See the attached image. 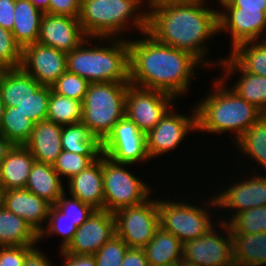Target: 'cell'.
Listing matches in <instances>:
<instances>
[{"label": "cell", "instance_id": "cell-40", "mask_svg": "<svg viewBox=\"0 0 266 266\" xmlns=\"http://www.w3.org/2000/svg\"><path fill=\"white\" fill-rule=\"evenodd\" d=\"M22 51L12 31L0 26V69L21 68Z\"/></svg>", "mask_w": 266, "mask_h": 266}, {"label": "cell", "instance_id": "cell-29", "mask_svg": "<svg viewBox=\"0 0 266 266\" xmlns=\"http://www.w3.org/2000/svg\"><path fill=\"white\" fill-rule=\"evenodd\" d=\"M231 235L235 266H266V232Z\"/></svg>", "mask_w": 266, "mask_h": 266}, {"label": "cell", "instance_id": "cell-9", "mask_svg": "<svg viewBox=\"0 0 266 266\" xmlns=\"http://www.w3.org/2000/svg\"><path fill=\"white\" fill-rule=\"evenodd\" d=\"M113 214L116 234L129 248H144L160 226L157 198H148L141 204L121 208Z\"/></svg>", "mask_w": 266, "mask_h": 266}, {"label": "cell", "instance_id": "cell-39", "mask_svg": "<svg viewBox=\"0 0 266 266\" xmlns=\"http://www.w3.org/2000/svg\"><path fill=\"white\" fill-rule=\"evenodd\" d=\"M90 82L66 70L51 86L59 95L83 102Z\"/></svg>", "mask_w": 266, "mask_h": 266}, {"label": "cell", "instance_id": "cell-35", "mask_svg": "<svg viewBox=\"0 0 266 266\" xmlns=\"http://www.w3.org/2000/svg\"><path fill=\"white\" fill-rule=\"evenodd\" d=\"M75 222L65 218V215L60 212L55 206H51L49 216L45 228L39 233V244L42 239H47L50 236L60 235L62 237L59 250H64L72 241L75 232L77 231Z\"/></svg>", "mask_w": 266, "mask_h": 266}, {"label": "cell", "instance_id": "cell-1", "mask_svg": "<svg viewBox=\"0 0 266 266\" xmlns=\"http://www.w3.org/2000/svg\"><path fill=\"white\" fill-rule=\"evenodd\" d=\"M141 36L128 39L130 83L175 99L182 97L189 91L192 78H197L195 68L202 63L186 51L156 41L147 32Z\"/></svg>", "mask_w": 266, "mask_h": 266}, {"label": "cell", "instance_id": "cell-14", "mask_svg": "<svg viewBox=\"0 0 266 266\" xmlns=\"http://www.w3.org/2000/svg\"><path fill=\"white\" fill-rule=\"evenodd\" d=\"M254 171V175L252 173L250 175L245 174L246 179H243V177L237 179L236 177L237 181H231L233 184H229L230 181H227L226 184L231 186H227V188L222 186L221 193L218 192V195H214L219 210L222 209L223 211L224 208L226 213L227 211L229 213L233 212L230 215L231 217H225L224 220H221L222 217H220L221 222L228 223L236 214L255 207L266 206V174L264 175V172H262L263 174L260 175V172H256L255 168Z\"/></svg>", "mask_w": 266, "mask_h": 266}, {"label": "cell", "instance_id": "cell-3", "mask_svg": "<svg viewBox=\"0 0 266 266\" xmlns=\"http://www.w3.org/2000/svg\"><path fill=\"white\" fill-rule=\"evenodd\" d=\"M213 80V90L195 104L197 131L218 136L231 131L236 142L264 113L228 88L220 77Z\"/></svg>", "mask_w": 266, "mask_h": 266}, {"label": "cell", "instance_id": "cell-12", "mask_svg": "<svg viewBox=\"0 0 266 266\" xmlns=\"http://www.w3.org/2000/svg\"><path fill=\"white\" fill-rule=\"evenodd\" d=\"M172 106L156 126L146 134L147 152L150 159L171 152L185 140L186 135L197 131V113L195 105L192 113L179 114ZM191 115V116H190Z\"/></svg>", "mask_w": 266, "mask_h": 266}, {"label": "cell", "instance_id": "cell-22", "mask_svg": "<svg viewBox=\"0 0 266 266\" xmlns=\"http://www.w3.org/2000/svg\"><path fill=\"white\" fill-rule=\"evenodd\" d=\"M66 182H68L66 184L68 195L89 204L96 210H104L102 155Z\"/></svg>", "mask_w": 266, "mask_h": 266}, {"label": "cell", "instance_id": "cell-5", "mask_svg": "<svg viewBox=\"0 0 266 266\" xmlns=\"http://www.w3.org/2000/svg\"><path fill=\"white\" fill-rule=\"evenodd\" d=\"M142 7L143 0H81L80 25L90 38H124L131 26L141 34L148 18Z\"/></svg>", "mask_w": 266, "mask_h": 266}, {"label": "cell", "instance_id": "cell-31", "mask_svg": "<svg viewBox=\"0 0 266 266\" xmlns=\"http://www.w3.org/2000/svg\"><path fill=\"white\" fill-rule=\"evenodd\" d=\"M62 150L80 155H102L101 142L82 122L62 126Z\"/></svg>", "mask_w": 266, "mask_h": 266}, {"label": "cell", "instance_id": "cell-7", "mask_svg": "<svg viewBox=\"0 0 266 266\" xmlns=\"http://www.w3.org/2000/svg\"><path fill=\"white\" fill-rule=\"evenodd\" d=\"M157 200L160 226L172 233L183 244L186 241L204 236L216 225L217 216H215L214 222V218H212L214 217V212L209 211L217 207L214 195L212 196V194L209 199L207 198L204 206H197L194 205V203L191 204V201L188 202L185 200L168 201L167 199L164 200L159 198ZM207 206L210 209H208Z\"/></svg>", "mask_w": 266, "mask_h": 266}, {"label": "cell", "instance_id": "cell-28", "mask_svg": "<svg viewBox=\"0 0 266 266\" xmlns=\"http://www.w3.org/2000/svg\"><path fill=\"white\" fill-rule=\"evenodd\" d=\"M39 235L23 219L0 206V247L37 245Z\"/></svg>", "mask_w": 266, "mask_h": 266}, {"label": "cell", "instance_id": "cell-4", "mask_svg": "<svg viewBox=\"0 0 266 266\" xmlns=\"http://www.w3.org/2000/svg\"><path fill=\"white\" fill-rule=\"evenodd\" d=\"M93 39L98 45L90 43ZM66 56L67 70L90 83L130 82L128 39L87 37L78 47L67 52Z\"/></svg>", "mask_w": 266, "mask_h": 266}, {"label": "cell", "instance_id": "cell-23", "mask_svg": "<svg viewBox=\"0 0 266 266\" xmlns=\"http://www.w3.org/2000/svg\"><path fill=\"white\" fill-rule=\"evenodd\" d=\"M62 126L49 120L34 124L32 134L24 145L37 162L53 166L62 152Z\"/></svg>", "mask_w": 266, "mask_h": 266}, {"label": "cell", "instance_id": "cell-15", "mask_svg": "<svg viewBox=\"0 0 266 266\" xmlns=\"http://www.w3.org/2000/svg\"><path fill=\"white\" fill-rule=\"evenodd\" d=\"M221 9H218V33L231 36L230 50L242 42L266 40V10Z\"/></svg>", "mask_w": 266, "mask_h": 266}, {"label": "cell", "instance_id": "cell-36", "mask_svg": "<svg viewBox=\"0 0 266 266\" xmlns=\"http://www.w3.org/2000/svg\"><path fill=\"white\" fill-rule=\"evenodd\" d=\"M231 234L266 232V206H259L236 214L229 222Z\"/></svg>", "mask_w": 266, "mask_h": 266}, {"label": "cell", "instance_id": "cell-17", "mask_svg": "<svg viewBox=\"0 0 266 266\" xmlns=\"http://www.w3.org/2000/svg\"><path fill=\"white\" fill-rule=\"evenodd\" d=\"M116 235L115 218L107 210H95L78 228L64 253L94 255Z\"/></svg>", "mask_w": 266, "mask_h": 266}, {"label": "cell", "instance_id": "cell-47", "mask_svg": "<svg viewBox=\"0 0 266 266\" xmlns=\"http://www.w3.org/2000/svg\"><path fill=\"white\" fill-rule=\"evenodd\" d=\"M121 266H149L143 248H128Z\"/></svg>", "mask_w": 266, "mask_h": 266}, {"label": "cell", "instance_id": "cell-52", "mask_svg": "<svg viewBox=\"0 0 266 266\" xmlns=\"http://www.w3.org/2000/svg\"><path fill=\"white\" fill-rule=\"evenodd\" d=\"M4 110H5V104L3 103V100L0 96V127H1V122H2V118H3Z\"/></svg>", "mask_w": 266, "mask_h": 266}, {"label": "cell", "instance_id": "cell-56", "mask_svg": "<svg viewBox=\"0 0 266 266\" xmlns=\"http://www.w3.org/2000/svg\"><path fill=\"white\" fill-rule=\"evenodd\" d=\"M5 146V144L3 143L1 137H0V153H1V150L2 148Z\"/></svg>", "mask_w": 266, "mask_h": 266}, {"label": "cell", "instance_id": "cell-55", "mask_svg": "<svg viewBox=\"0 0 266 266\" xmlns=\"http://www.w3.org/2000/svg\"><path fill=\"white\" fill-rule=\"evenodd\" d=\"M218 4H220L219 7H221L222 5H224L225 3H228L230 0H217Z\"/></svg>", "mask_w": 266, "mask_h": 266}, {"label": "cell", "instance_id": "cell-49", "mask_svg": "<svg viewBox=\"0 0 266 266\" xmlns=\"http://www.w3.org/2000/svg\"><path fill=\"white\" fill-rule=\"evenodd\" d=\"M221 7H242V10H266V0H230Z\"/></svg>", "mask_w": 266, "mask_h": 266}, {"label": "cell", "instance_id": "cell-6", "mask_svg": "<svg viewBox=\"0 0 266 266\" xmlns=\"http://www.w3.org/2000/svg\"><path fill=\"white\" fill-rule=\"evenodd\" d=\"M130 82L90 83L82 102V123L102 142L125 116Z\"/></svg>", "mask_w": 266, "mask_h": 266}, {"label": "cell", "instance_id": "cell-42", "mask_svg": "<svg viewBox=\"0 0 266 266\" xmlns=\"http://www.w3.org/2000/svg\"><path fill=\"white\" fill-rule=\"evenodd\" d=\"M54 206L65 215V218L75 222L77 227L83 224L96 210L77 198L72 196L68 198L66 192L59 198Z\"/></svg>", "mask_w": 266, "mask_h": 266}, {"label": "cell", "instance_id": "cell-30", "mask_svg": "<svg viewBox=\"0 0 266 266\" xmlns=\"http://www.w3.org/2000/svg\"><path fill=\"white\" fill-rule=\"evenodd\" d=\"M241 156H248L250 162H256L266 172V114L255 122L234 142Z\"/></svg>", "mask_w": 266, "mask_h": 266}, {"label": "cell", "instance_id": "cell-37", "mask_svg": "<svg viewBox=\"0 0 266 266\" xmlns=\"http://www.w3.org/2000/svg\"><path fill=\"white\" fill-rule=\"evenodd\" d=\"M100 156L101 155H80L62 150L53 168L62 179L69 180L71 177L79 174L90 166Z\"/></svg>", "mask_w": 266, "mask_h": 266}, {"label": "cell", "instance_id": "cell-48", "mask_svg": "<svg viewBox=\"0 0 266 266\" xmlns=\"http://www.w3.org/2000/svg\"><path fill=\"white\" fill-rule=\"evenodd\" d=\"M49 258L35 246L25 257L23 266H55Z\"/></svg>", "mask_w": 266, "mask_h": 266}, {"label": "cell", "instance_id": "cell-51", "mask_svg": "<svg viewBox=\"0 0 266 266\" xmlns=\"http://www.w3.org/2000/svg\"><path fill=\"white\" fill-rule=\"evenodd\" d=\"M36 8L49 14V0H30Z\"/></svg>", "mask_w": 266, "mask_h": 266}, {"label": "cell", "instance_id": "cell-44", "mask_svg": "<svg viewBox=\"0 0 266 266\" xmlns=\"http://www.w3.org/2000/svg\"><path fill=\"white\" fill-rule=\"evenodd\" d=\"M81 0H49V14L79 18Z\"/></svg>", "mask_w": 266, "mask_h": 266}, {"label": "cell", "instance_id": "cell-20", "mask_svg": "<svg viewBox=\"0 0 266 266\" xmlns=\"http://www.w3.org/2000/svg\"><path fill=\"white\" fill-rule=\"evenodd\" d=\"M218 64L223 74L218 75L225 83L237 73V81L230 88L248 103L255 105L266 114V78L243 70L230 56L222 57ZM239 72V74H238Z\"/></svg>", "mask_w": 266, "mask_h": 266}, {"label": "cell", "instance_id": "cell-27", "mask_svg": "<svg viewBox=\"0 0 266 266\" xmlns=\"http://www.w3.org/2000/svg\"><path fill=\"white\" fill-rule=\"evenodd\" d=\"M43 14L30 0H16L12 33L22 49L37 43Z\"/></svg>", "mask_w": 266, "mask_h": 266}, {"label": "cell", "instance_id": "cell-50", "mask_svg": "<svg viewBox=\"0 0 266 266\" xmlns=\"http://www.w3.org/2000/svg\"><path fill=\"white\" fill-rule=\"evenodd\" d=\"M200 1L204 0H143V5L144 9H146V12L148 14L151 10H154L156 8L165 7L169 5L198 3Z\"/></svg>", "mask_w": 266, "mask_h": 266}, {"label": "cell", "instance_id": "cell-11", "mask_svg": "<svg viewBox=\"0 0 266 266\" xmlns=\"http://www.w3.org/2000/svg\"><path fill=\"white\" fill-rule=\"evenodd\" d=\"M102 155L115 163L143 164L150 161L146 134L127 116H123L101 142Z\"/></svg>", "mask_w": 266, "mask_h": 266}, {"label": "cell", "instance_id": "cell-54", "mask_svg": "<svg viewBox=\"0 0 266 266\" xmlns=\"http://www.w3.org/2000/svg\"><path fill=\"white\" fill-rule=\"evenodd\" d=\"M177 266H199V265L191 264L182 260Z\"/></svg>", "mask_w": 266, "mask_h": 266}, {"label": "cell", "instance_id": "cell-46", "mask_svg": "<svg viewBox=\"0 0 266 266\" xmlns=\"http://www.w3.org/2000/svg\"><path fill=\"white\" fill-rule=\"evenodd\" d=\"M59 252L63 260L61 266H96V261L93 255L69 254L64 253L63 251Z\"/></svg>", "mask_w": 266, "mask_h": 266}, {"label": "cell", "instance_id": "cell-18", "mask_svg": "<svg viewBox=\"0 0 266 266\" xmlns=\"http://www.w3.org/2000/svg\"><path fill=\"white\" fill-rule=\"evenodd\" d=\"M86 38L79 18L44 13L37 43L67 53L78 47Z\"/></svg>", "mask_w": 266, "mask_h": 266}, {"label": "cell", "instance_id": "cell-45", "mask_svg": "<svg viewBox=\"0 0 266 266\" xmlns=\"http://www.w3.org/2000/svg\"><path fill=\"white\" fill-rule=\"evenodd\" d=\"M16 0H0V26L12 31Z\"/></svg>", "mask_w": 266, "mask_h": 266}, {"label": "cell", "instance_id": "cell-10", "mask_svg": "<svg viewBox=\"0 0 266 266\" xmlns=\"http://www.w3.org/2000/svg\"><path fill=\"white\" fill-rule=\"evenodd\" d=\"M218 222L204 236L183 244V261L199 266H235L230 226Z\"/></svg>", "mask_w": 266, "mask_h": 266}, {"label": "cell", "instance_id": "cell-53", "mask_svg": "<svg viewBox=\"0 0 266 266\" xmlns=\"http://www.w3.org/2000/svg\"><path fill=\"white\" fill-rule=\"evenodd\" d=\"M3 198H4V189H3V185L0 181V206L3 205Z\"/></svg>", "mask_w": 266, "mask_h": 266}, {"label": "cell", "instance_id": "cell-34", "mask_svg": "<svg viewBox=\"0 0 266 266\" xmlns=\"http://www.w3.org/2000/svg\"><path fill=\"white\" fill-rule=\"evenodd\" d=\"M46 120L61 126L80 123L82 121V102L56 94L52 90Z\"/></svg>", "mask_w": 266, "mask_h": 266}, {"label": "cell", "instance_id": "cell-26", "mask_svg": "<svg viewBox=\"0 0 266 266\" xmlns=\"http://www.w3.org/2000/svg\"><path fill=\"white\" fill-rule=\"evenodd\" d=\"M62 183L53 166L35 161L25 188L54 206L65 193Z\"/></svg>", "mask_w": 266, "mask_h": 266}, {"label": "cell", "instance_id": "cell-24", "mask_svg": "<svg viewBox=\"0 0 266 266\" xmlns=\"http://www.w3.org/2000/svg\"><path fill=\"white\" fill-rule=\"evenodd\" d=\"M143 250L149 266H177L183 260V243L161 226Z\"/></svg>", "mask_w": 266, "mask_h": 266}, {"label": "cell", "instance_id": "cell-19", "mask_svg": "<svg viewBox=\"0 0 266 266\" xmlns=\"http://www.w3.org/2000/svg\"><path fill=\"white\" fill-rule=\"evenodd\" d=\"M3 205L9 211L23 218L38 235L47 224L52 206L26 188L4 191Z\"/></svg>", "mask_w": 266, "mask_h": 266}, {"label": "cell", "instance_id": "cell-25", "mask_svg": "<svg viewBox=\"0 0 266 266\" xmlns=\"http://www.w3.org/2000/svg\"><path fill=\"white\" fill-rule=\"evenodd\" d=\"M41 86L22 68L0 69V96L5 107H16Z\"/></svg>", "mask_w": 266, "mask_h": 266}, {"label": "cell", "instance_id": "cell-33", "mask_svg": "<svg viewBox=\"0 0 266 266\" xmlns=\"http://www.w3.org/2000/svg\"><path fill=\"white\" fill-rule=\"evenodd\" d=\"M229 53L243 70L266 78V40L242 42Z\"/></svg>", "mask_w": 266, "mask_h": 266}, {"label": "cell", "instance_id": "cell-8", "mask_svg": "<svg viewBox=\"0 0 266 266\" xmlns=\"http://www.w3.org/2000/svg\"><path fill=\"white\" fill-rule=\"evenodd\" d=\"M126 166L131 164L115 163L102 155L104 210L108 212L141 204L153 196L149 183L133 175Z\"/></svg>", "mask_w": 266, "mask_h": 266}, {"label": "cell", "instance_id": "cell-16", "mask_svg": "<svg viewBox=\"0 0 266 266\" xmlns=\"http://www.w3.org/2000/svg\"><path fill=\"white\" fill-rule=\"evenodd\" d=\"M21 68L41 85L51 87L67 70V56L54 47L28 44L22 51Z\"/></svg>", "mask_w": 266, "mask_h": 266}, {"label": "cell", "instance_id": "cell-32", "mask_svg": "<svg viewBox=\"0 0 266 266\" xmlns=\"http://www.w3.org/2000/svg\"><path fill=\"white\" fill-rule=\"evenodd\" d=\"M34 122L16 107H5L0 137L5 145H25L31 137Z\"/></svg>", "mask_w": 266, "mask_h": 266}, {"label": "cell", "instance_id": "cell-2", "mask_svg": "<svg viewBox=\"0 0 266 266\" xmlns=\"http://www.w3.org/2000/svg\"><path fill=\"white\" fill-rule=\"evenodd\" d=\"M206 3L204 0L151 10L147 18V33L162 44L192 54L204 68L215 64L218 67L222 59L213 62L206 57L209 53L206 41L218 34V9L206 7Z\"/></svg>", "mask_w": 266, "mask_h": 266}, {"label": "cell", "instance_id": "cell-38", "mask_svg": "<svg viewBox=\"0 0 266 266\" xmlns=\"http://www.w3.org/2000/svg\"><path fill=\"white\" fill-rule=\"evenodd\" d=\"M52 88L41 85L32 95L18 103L17 110L37 123L46 120Z\"/></svg>", "mask_w": 266, "mask_h": 266}, {"label": "cell", "instance_id": "cell-41", "mask_svg": "<svg viewBox=\"0 0 266 266\" xmlns=\"http://www.w3.org/2000/svg\"><path fill=\"white\" fill-rule=\"evenodd\" d=\"M129 246L116 234L93 256L96 266H121Z\"/></svg>", "mask_w": 266, "mask_h": 266}, {"label": "cell", "instance_id": "cell-21", "mask_svg": "<svg viewBox=\"0 0 266 266\" xmlns=\"http://www.w3.org/2000/svg\"><path fill=\"white\" fill-rule=\"evenodd\" d=\"M35 161L24 145H5L0 153V181L4 191L25 188Z\"/></svg>", "mask_w": 266, "mask_h": 266}, {"label": "cell", "instance_id": "cell-13", "mask_svg": "<svg viewBox=\"0 0 266 266\" xmlns=\"http://www.w3.org/2000/svg\"><path fill=\"white\" fill-rule=\"evenodd\" d=\"M175 102L177 103V99L167 93L129 83L125 116L134 122L140 131L147 134Z\"/></svg>", "mask_w": 266, "mask_h": 266}, {"label": "cell", "instance_id": "cell-43", "mask_svg": "<svg viewBox=\"0 0 266 266\" xmlns=\"http://www.w3.org/2000/svg\"><path fill=\"white\" fill-rule=\"evenodd\" d=\"M37 245L0 247L1 266H23L26 255Z\"/></svg>", "mask_w": 266, "mask_h": 266}]
</instances>
